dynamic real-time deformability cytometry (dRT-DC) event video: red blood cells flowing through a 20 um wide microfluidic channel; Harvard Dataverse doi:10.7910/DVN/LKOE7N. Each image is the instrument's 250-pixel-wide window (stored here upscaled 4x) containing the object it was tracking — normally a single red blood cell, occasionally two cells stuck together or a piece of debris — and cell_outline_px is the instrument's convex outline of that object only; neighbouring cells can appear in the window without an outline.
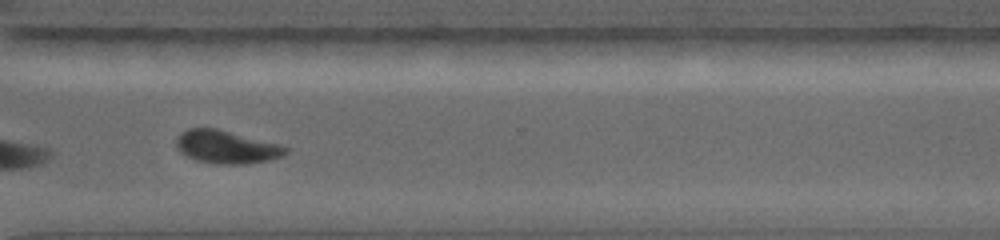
{"species": "common noctule bat (a hibernating species)", "species_latin": "Nyctalus noctula", "temperature_condition": "warm", "stored_images_in_passage": 25, "camera_frame_rate_fps": 5000, "um_per_image_px": 0.085, "animal": {"sex": "female", "body_mass_g": 19.0, "forearm_length_mm": 56.7}, "frame": {"image": 1, "passage_image": 22, "time_ms": 6.8, "image_size_px": [1000, 240], "cell_outline_px": [[288, 152], [284, 156], [272, 160], [248, 164], [216, 164], [196, 160], [180, 152], [176, 148], [176, 140], [180, 132], [188, 128], [216, 128], [280, 144], [288, 148]], "centroid_in_image_um": [19.27, 12.5], "position_along_channel_um": 351.3, "area_um2": 21.27}}